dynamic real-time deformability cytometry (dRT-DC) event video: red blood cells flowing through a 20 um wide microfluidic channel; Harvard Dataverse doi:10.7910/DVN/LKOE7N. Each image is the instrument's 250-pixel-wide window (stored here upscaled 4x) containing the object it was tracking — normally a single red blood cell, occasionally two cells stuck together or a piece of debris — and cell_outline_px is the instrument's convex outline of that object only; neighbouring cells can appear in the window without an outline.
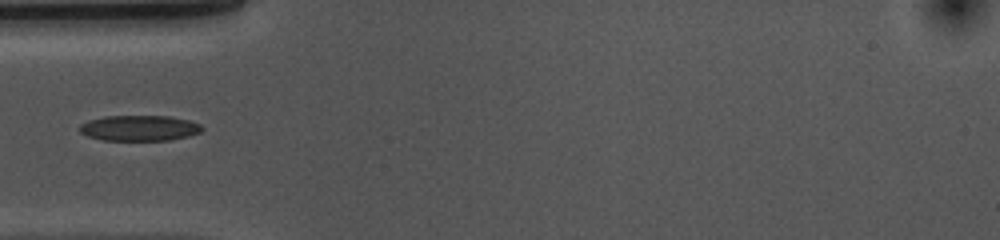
{"species": "common noctule bat (a hibernating species)", "species_latin": "Nyctalus noctula", "temperature_condition": "cold", "stored_images_in_passage": 38, "camera_frame_rate_fps": 3000, "um_per_image_px": 0.085, "animal": {"sex": "female", "body_mass_g": 10.0, "forearm_length_mm": 53.1}, "frame": {"image": 1, "passage_image": 1, "time_ms": 0.0, "image_size_px": [1000, 240], "cell_outline_px": [[204, 128], [200, 132], [188, 136], [172, 140], [104, 140], [88, 136], [80, 132], [80, 124], [88, 120], [104, 116], [168, 116], [188, 120], [200, 124]], "centroid_in_image_um": [11.85, 10.88], "position_along_channel_um": 73.2, "area_um2": 18.21}}
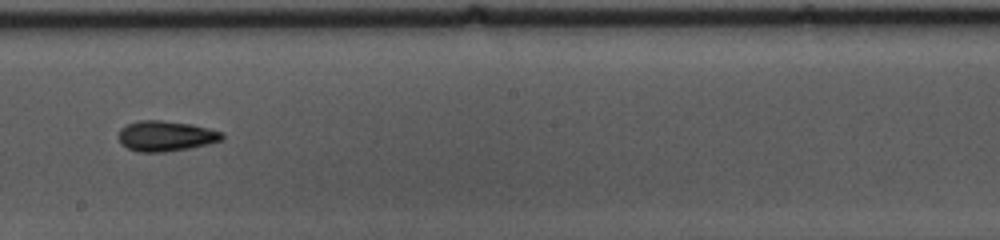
{"frame": {"image": 2, "passage_image": 14, "time_ms": 4.333, "image_size_px": [1000, 240], "cell_outline_px": [[224, 140], [208, 144], [188, 148], [164, 152], [136, 152], [120, 144], [116, 136], [120, 128], [136, 120], [160, 120], [192, 124], [224, 132]], "centroid_in_image_um": [14.06, 11.56], "position_along_channel_um": 234.1, "area_um2": 18.67}}
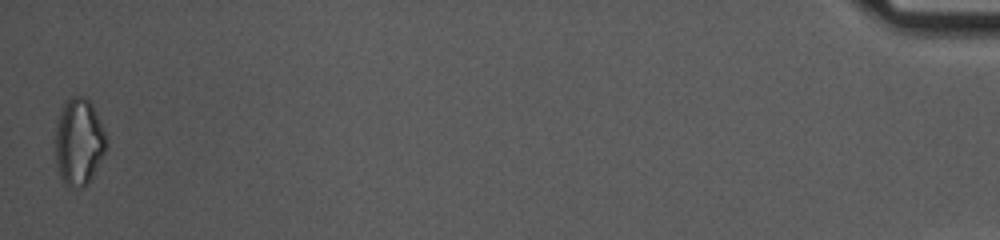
{"frame": {"image": 3, "passage_image": 38, "time_ms": 12.333, "image_size_px": [1000, 240], "cell_outline_px": [[108, 144], [88, 184], [84, 188], [68, 188], [64, 184], [60, 176], [56, 164], [56, 124], [64, 100], [72, 96], [84, 96], [92, 104], [108, 136]], "centroid_in_image_um": [6.71, 12.06], "position_along_channel_um": 428.5, "area_um2": 26.18}}